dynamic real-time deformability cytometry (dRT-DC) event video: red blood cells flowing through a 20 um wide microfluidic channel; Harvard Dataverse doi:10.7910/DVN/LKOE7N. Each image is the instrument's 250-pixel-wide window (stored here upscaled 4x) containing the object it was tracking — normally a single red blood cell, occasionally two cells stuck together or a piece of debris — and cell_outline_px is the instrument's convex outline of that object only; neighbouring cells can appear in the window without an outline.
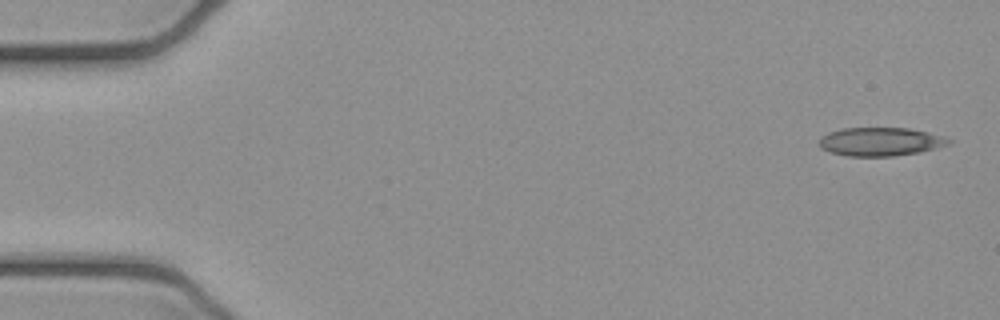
{"species": "common noctule bat (a hibernating species)", "species_latin": "Nyctalus noctula", "temperature_condition": "cold", "stored_images_in_passage": 7, "camera_frame_rate_fps": 3000, "um_per_image_px": 0.085, "animal": {"sex": "female", "body_mass_g": 21.9}, "frame": {"image": 1, "passage_image": 1, "time_ms": 0.0, "image_size_px": [1000, 320], "cell_outline_px": [[952, 140], [948, 144], [920, 152], [892, 156], [848, 156], [832, 152], [820, 148], [820, 136], [844, 128], [908, 128], [944, 136]], "centroid_in_image_um": [74.84, 12.04], "position_along_channel_um": 10.2, "area_um2": 21.21}}
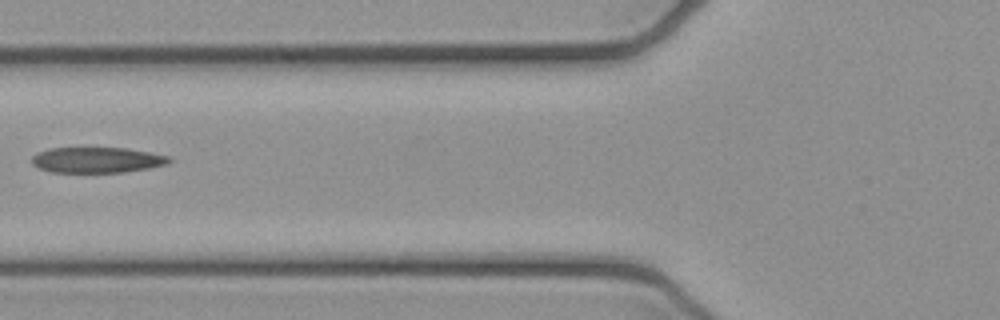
{"frame": {"image": 2, "passage_image": 6, "time_ms": 1.667, "image_size_px": [1000, 320], "cell_outline_px": [[172, 160], [168, 164], [148, 168], [124, 172], [52, 172], [40, 168], [32, 164], [32, 156], [36, 152], [48, 148], [124, 148], [172, 156]], "centroid_in_image_um": [8.25, 13.59], "position_along_channel_um": 117.6, "area_um2": 20.52}}
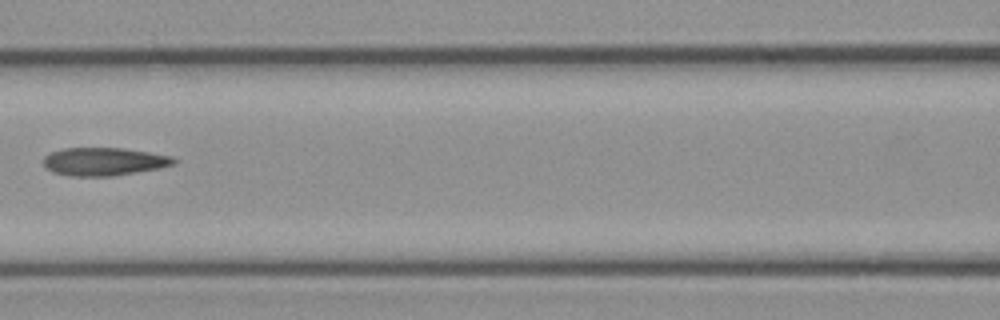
{"frame": {"image": 3, "passage_image": 7, "time_ms": 2.0, "image_size_px": [1000, 320], "cell_outline_px": [[176, 164], [160, 168], [112, 176], [72, 176], [52, 172], [44, 164], [44, 156], [52, 152], [64, 148], [124, 148], [172, 156], [176, 160]], "centroid_in_image_um": [8.86, 13.73], "position_along_channel_um": 157.7, "area_um2": 21.21}}